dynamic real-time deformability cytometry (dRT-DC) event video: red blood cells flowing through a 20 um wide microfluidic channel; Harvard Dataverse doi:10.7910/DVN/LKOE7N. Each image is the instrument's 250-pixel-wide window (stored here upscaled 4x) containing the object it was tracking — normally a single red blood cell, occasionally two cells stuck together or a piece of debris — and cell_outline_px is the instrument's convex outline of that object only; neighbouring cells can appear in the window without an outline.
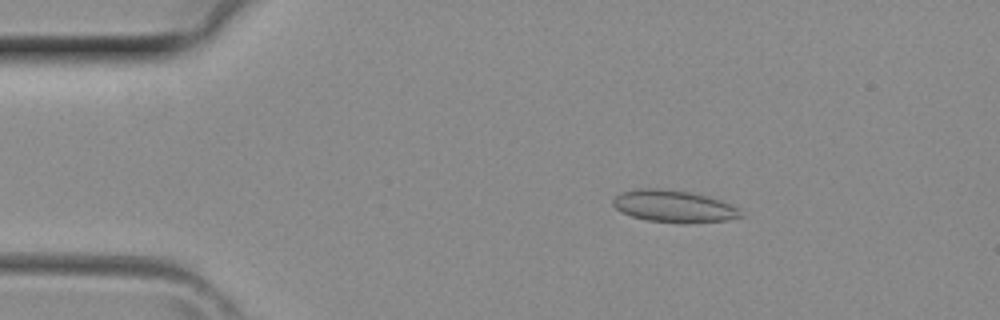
{"species": "common noctule bat (a hibernating species)", "species_latin": "Nyctalus noctula", "temperature_condition": "room temperature", "stored_images_in_passage": 3, "camera_frame_rate_fps": 3000, "um_per_image_px": 0.085, "animal": {"sex": "female", "body_mass_g": 29.2, "forearm_length_mm": 56.3}, "frame": {"image": 1, "passage_image": 2, "time_ms": 0.333, "image_size_px": [1000, 320], "cell_outline_px": [[744, 216], [728, 220], [688, 224], [684, 224], [648, 220], [632, 216], [620, 212], [612, 204], [612, 200], [620, 192], [636, 188], [660, 188], [688, 192], [708, 196], [720, 200], [740, 208]], "centroid_in_image_um": [57.29, 17.54], "position_along_channel_um": 27.7, "area_um2": 24.22}}